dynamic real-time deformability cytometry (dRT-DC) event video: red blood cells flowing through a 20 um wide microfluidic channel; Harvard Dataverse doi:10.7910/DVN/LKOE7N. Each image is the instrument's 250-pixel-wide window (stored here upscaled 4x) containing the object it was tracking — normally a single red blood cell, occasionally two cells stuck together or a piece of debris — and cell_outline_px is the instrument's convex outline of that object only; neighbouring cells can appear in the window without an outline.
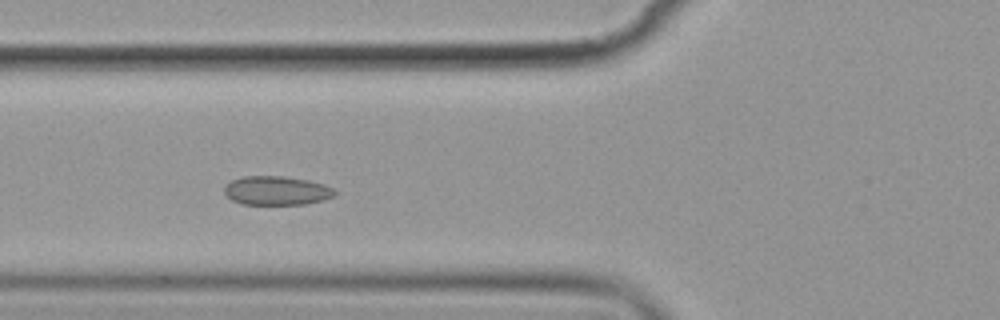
{"species": "common noctule bat (a hibernating species)", "species_latin": "Nyctalus noctula", "temperature_condition": "cold", "stored_images_in_passage": 4, "camera_frame_rate_fps": 3000, "um_per_image_px": 0.085, "animal": {"sex": "female", "body_mass_g": 19.9}, "frame": {"image": 1, "passage_image": 3, "time_ms": 2.333, "image_size_px": [1000, 320], "cell_outline_px": [[336, 196], [324, 200], [304, 204], [240, 204], [232, 200], [224, 192], [224, 188], [232, 180], [244, 176], [284, 176], [308, 180], [324, 184], [332, 188], [336, 192]], "centroid_in_image_um": [23.54, 16.2], "position_along_channel_um": 102.3, "area_um2": 18.61}}
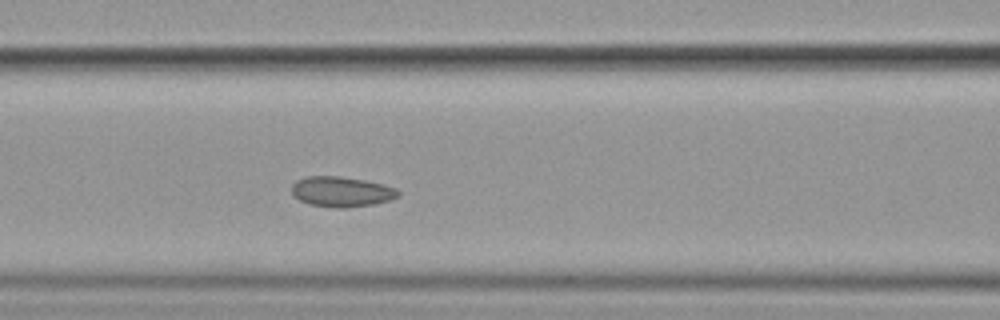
{"frame": {"image": 2, "passage_image": 4, "time_ms": 3.333, "image_size_px": [1000, 320], "cell_outline_px": [[400, 196], [376, 204], [344, 208], [336, 208], [308, 204], [292, 196], [292, 184], [296, 180], [308, 176], [340, 176], [364, 180], [396, 188], [400, 192]], "centroid_in_image_um": [29.0, 16.3], "position_along_channel_um": 137.6, "area_um2": 18.84}}